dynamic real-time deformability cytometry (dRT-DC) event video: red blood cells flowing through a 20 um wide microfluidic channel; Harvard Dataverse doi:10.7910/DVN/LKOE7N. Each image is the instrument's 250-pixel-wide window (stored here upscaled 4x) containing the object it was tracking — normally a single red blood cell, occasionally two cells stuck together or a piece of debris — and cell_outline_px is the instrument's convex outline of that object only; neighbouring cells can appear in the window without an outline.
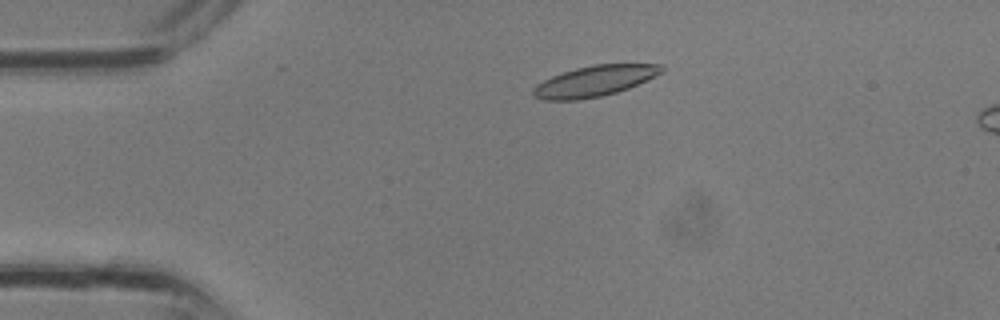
{"species": "common noctule bat (a hibernating species)", "species_latin": "Nyctalus noctula", "temperature_condition": "room temperature", "stored_images_in_passage": 29, "segment_of_instrument_passage": [1, 2], "camera_frame_rate_fps": 3000, "um_per_image_px": 0.085, "animal": {"sex": "male", "body_mass_g": 13.3}, "frame": {"image": 1, "passage_image": 1, "time_ms": 0.0, "image_size_px": [1000, 320], "cell_outline_px": [[664, 68], [660, 72], [628, 88], [616, 92], [600, 96], [576, 100], [544, 100], [532, 96], [532, 88], [536, 84], [552, 76], [576, 68], [592, 64], [664, 64]], "centroid_in_image_um": [50.46, 6.89], "position_along_channel_um": 34.5, "area_um2": 22.66}}
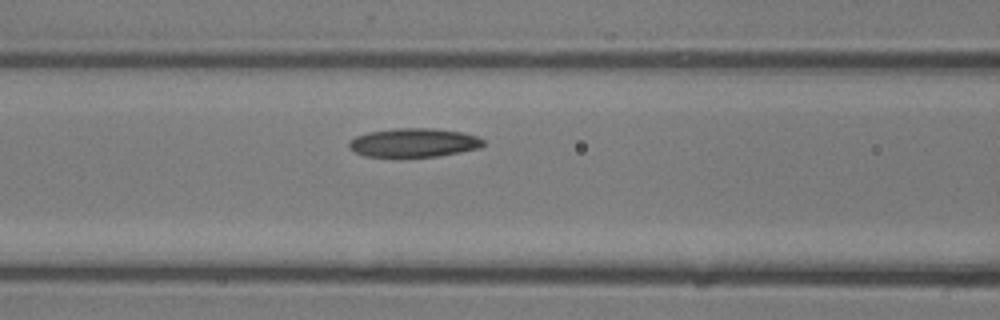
{"frame": {"image": 2, "passage_image": 8, "time_ms": 2.333, "image_size_px": [1000, 320], "cell_outline_px": [[484, 144], [480, 148], [440, 156], [396, 160], [364, 156], [348, 148], [348, 140], [356, 136], [368, 132], [392, 128], [432, 128], [460, 132], [476, 136], [484, 140]], "centroid_in_image_um": [35.09, 12.17], "position_along_channel_um": 131.5, "area_um2": 23.58}}
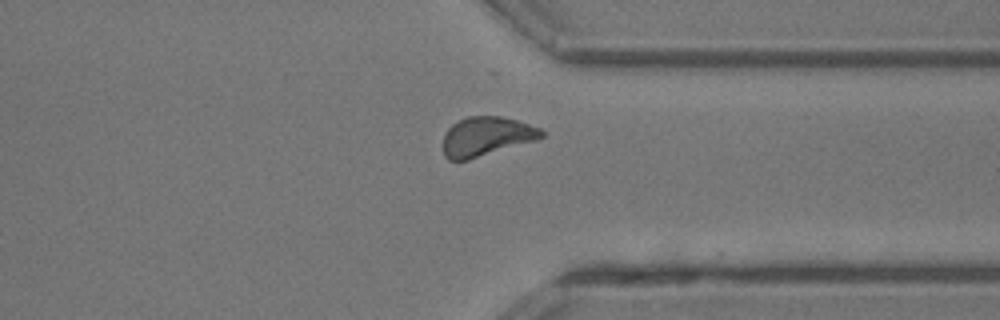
{"frame": {"image": 3, "passage_image": 20, "time_ms": 6.333, "image_size_px": [1000, 320], "cell_outline_px": [[544, 136], [536, 140], [468, 160], [448, 160], [444, 156], [444, 132], [452, 124], [468, 116], [500, 116], [516, 120], [540, 128], [544, 132]], "centroid_in_image_um": [41.33, 11.6], "position_along_channel_um": 370.1, "area_um2": 22.37}}